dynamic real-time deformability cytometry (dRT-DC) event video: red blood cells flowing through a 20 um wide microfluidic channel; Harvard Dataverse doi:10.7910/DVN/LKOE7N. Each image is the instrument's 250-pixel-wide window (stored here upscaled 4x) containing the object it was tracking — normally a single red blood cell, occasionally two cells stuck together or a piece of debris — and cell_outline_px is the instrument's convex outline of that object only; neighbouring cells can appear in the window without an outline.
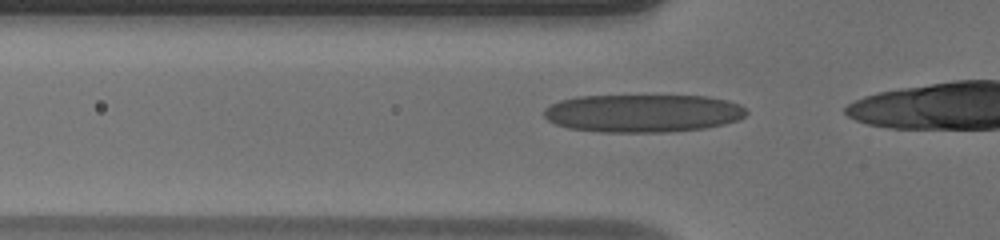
{"species": "human", "species_latin": "Homo sapiens", "temperature_condition": "warm", "stored_images_in_passage": 34, "camera_frame_rate_fps": 3000, "um_per_image_px": 0.085, "donor": {"sex": "male"}, "frame": {"image": 1, "passage_image": 11, "time_ms": 3.333, "image_size_px": [1000, 240], "cell_outline_px": [[748, 112], [740, 120], [724, 124], [704, 128], [668, 132], [600, 132], [568, 128], [556, 124], [548, 120], [544, 116], [544, 108], [560, 100], [576, 96], [708, 96], [728, 100], [740, 104], [748, 108]], "centroid_in_image_um": [54.68, 9.62], "position_along_channel_um": 71.1, "area_um2": 45.08}}
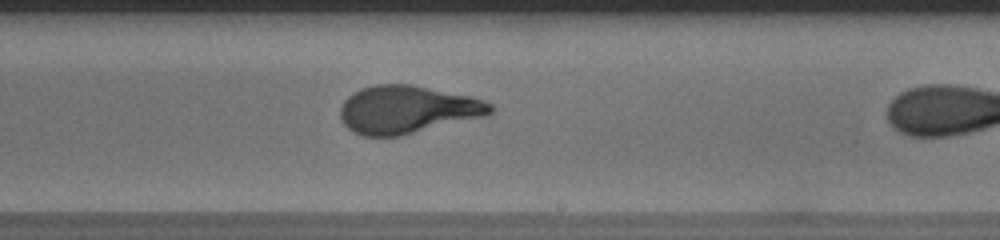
{"frame": {"image": 2, "passage_image": 24, "time_ms": 7.667, "image_size_px": [1000, 240], "cell_outline_px": [[492, 112], [488, 116], [400, 136], [364, 136], [352, 132], [340, 120], [340, 108], [344, 100], [352, 92], [360, 88], [376, 84], [412, 84], [472, 96], [484, 100], [492, 104]], "centroid_in_image_um": [34.62, 9.31], "position_along_channel_um": 254.4, "area_um2": 42.37}}
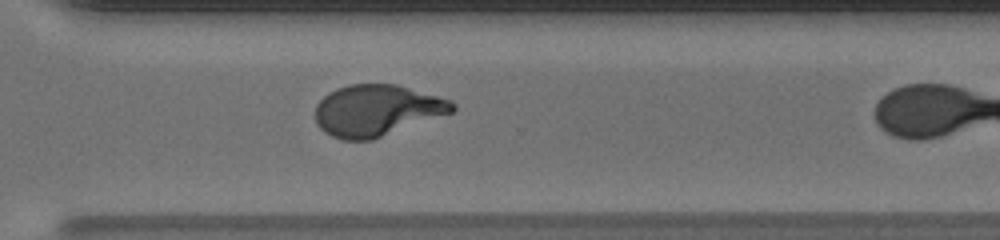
{"frame": {"image": 3, "passage_image": 30, "time_ms": 9.667, "image_size_px": [1000, 240], "cell_outline_px": [[456, 108], [452, 112], [372, 140], [340, 140], [324, 132], [316, 124], [316, 104], [328, 92], [336, 88], [348, 84], [396, 84], [452, 100], [456, 104]], "centroid_in_image_um": [32.01, 9.38], "position_along_channel_um": 338.6, "area_um2": 41.04}}